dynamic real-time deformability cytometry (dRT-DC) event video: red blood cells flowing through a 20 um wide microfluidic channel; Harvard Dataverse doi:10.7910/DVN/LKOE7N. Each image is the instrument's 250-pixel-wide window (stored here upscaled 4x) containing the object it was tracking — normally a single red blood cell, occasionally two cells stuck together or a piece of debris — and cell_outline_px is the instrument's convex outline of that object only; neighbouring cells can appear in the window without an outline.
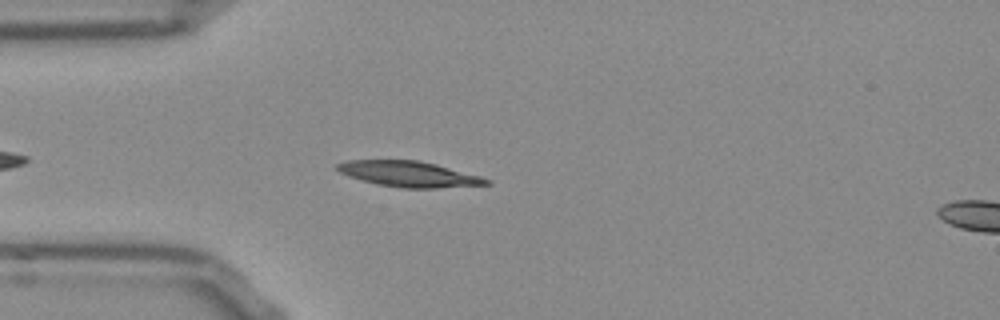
{"species": "Egyptian fruit bat (a non-hibernating species)", "species_latin": "Rousettus aegyptiacus", "temperature_condition": "room temperature", "stored_images_in_passage": 39, "camera_frame_rate_fps": 3000, "um_per_image_px": 0.085, "frame": {"image": 1, "passage_image": 1, "time_ms": 0.0, "image_size_px": [1000, 320], "cell_outline_px": [[492, 184], [436, 188], [404, 188], [376, 184], [348, 176], [340, 172], [336, 168], [336, 164], [344, 160], [420, 160], [436, 164], [480, 176], [492, 180]], "centroid_in_image_um": [34.76, 14.79], "position_along_channel_um": 50.2, "area_um2": 22.31}}
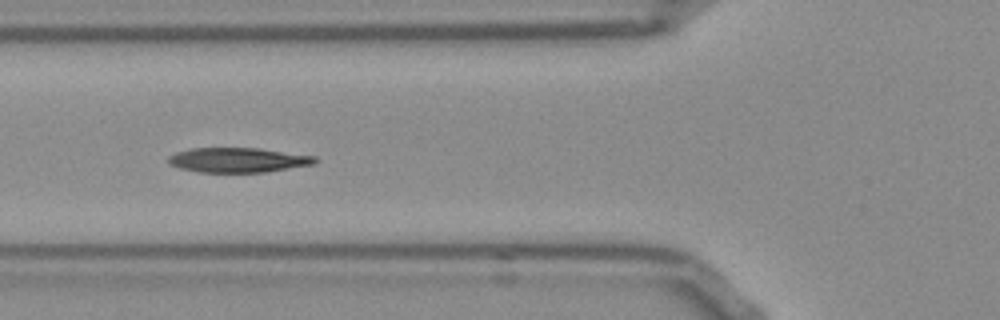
{"frame": {"image": 2, "passage_image": 6, "time_ms": 1.667, "image_size_px": [1000, 320], "cell_outline_px": [[320, 160], [316, 164], [264, 172], [196, 172], [180, 168], [168, 164], [168, 156], [176, 152], [192, 148], [260, 148], [316, 156]], "centroid_in_image_um": [20.26, 13.6], "position_along_channel_um": 105.5, "area_um2": 21.33}}
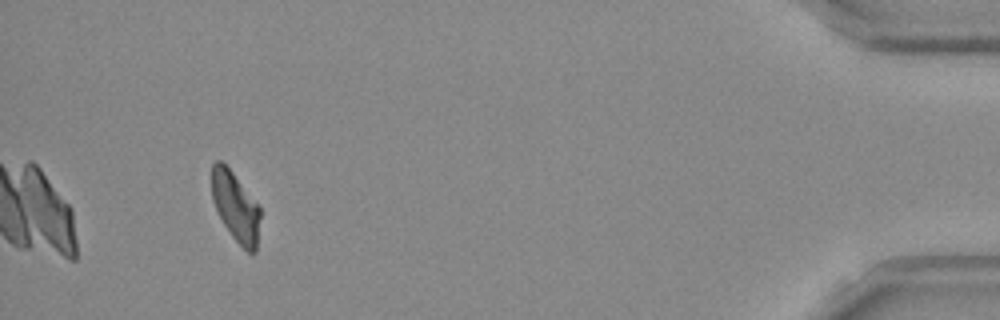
{"frame": {"image": 3, "passage_image": 36, "time_ms": 11.667, "image_size_px": [1000, 320], "cell_outline_px": [[260, 216], [256, 252], [252, 256], [232, 236], [224, 224], [212, 200], [212, 164], [216, 160], [220, 160], [232, 172], [260, 204]], "centroid_in_image_um": [20.05, 17.58], "position_along_channel_um": 415.2, "area_um2": 19.59}, "authors_computed_cell_mechanics": {"area_um2": 21.386, "velocity_mm_per_s": 3.8251, "shape_relaxation_time_tau1_ms": 5.1349, "shape_relaxation_time_tau2_ms": 3.5555, "deformation_change_tau1": 0.1778, "deformation_change_tau2": 0.087}}